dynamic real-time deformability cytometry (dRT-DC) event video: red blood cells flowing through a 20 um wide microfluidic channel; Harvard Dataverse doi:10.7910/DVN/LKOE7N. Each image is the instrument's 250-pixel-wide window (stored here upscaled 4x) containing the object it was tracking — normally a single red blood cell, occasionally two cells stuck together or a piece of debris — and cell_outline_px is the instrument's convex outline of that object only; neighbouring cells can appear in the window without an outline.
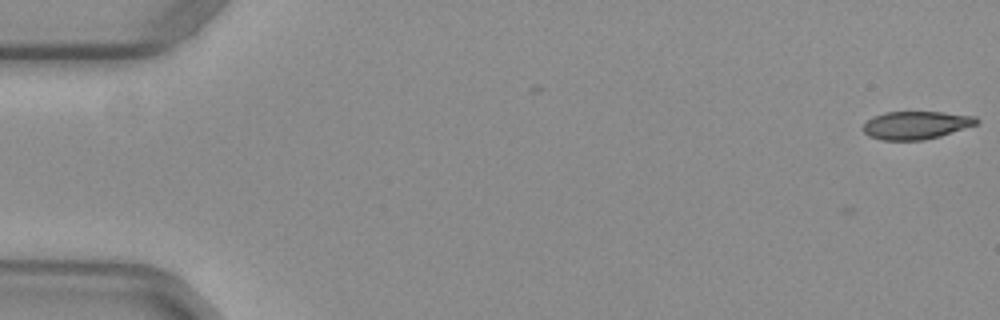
{"species": "common noctule bat (a hibernating species)", "species_latin": "Nyctalus noctula", "temperature_condition": "warm", "stored_images_in_passage": 3, "camera_frame_rate_fps": 3000, "um_per_image_px": 0.085, "animal": {"sex": "female", "body_mass_g": 29.2, "forearm_length_mm": 56.3}, "frame": {"image": 1, "passage_image": 3, "time_ms": 0.667, "image_size_px": [1000, 320], "cell_outline_px": [[980, 120], [976, 124], [940, 136], [920, 140], [880, 140], [868, 136], [864, 132], [864, 124], [872, 116], [884, 112], [944, 112], [976, 116]], "centroid_in_image_um": [77.85, 10.63], "position_along_channel_um": 7.2, "area_um2": 18.44}}